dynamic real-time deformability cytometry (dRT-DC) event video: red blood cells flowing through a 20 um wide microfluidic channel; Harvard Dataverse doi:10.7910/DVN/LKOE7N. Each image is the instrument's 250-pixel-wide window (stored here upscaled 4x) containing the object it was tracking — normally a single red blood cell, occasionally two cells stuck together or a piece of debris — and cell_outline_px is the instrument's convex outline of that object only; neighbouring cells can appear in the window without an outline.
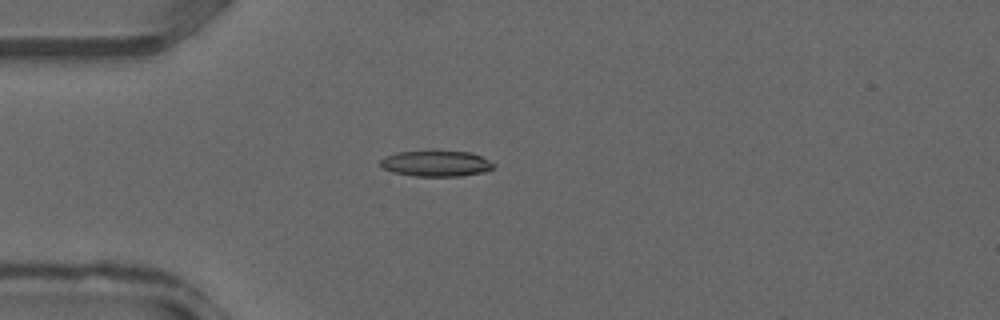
{"species": "common noctule bat (a hibernating species)", "species_latin": "Nyctalus noctula", "temperature_condition": "warm", "stored_images_in_passage": 12, "camera_frame_rate_fps": 3000, "um_per_image_px": 0.085, "animal": {"sex": "male", "forearm_length_mm": 52.5}, "frame": {"image": 1, "passage_image": 10, "time_ms": 3.0, "image_size_px": [1000, 320], "cell_outline_px": [[496, 164], [492, 168], [484, 172], [460, 176], [416, 176], [392, 172], [380, 168], [380, 160], [384, 156], [396, 152], [436, 148], [472, 152]], "centroid_in_image_um": [37.02, 13.85], "position_along_channel_um": 48.0, "area_um2": 17.98}}